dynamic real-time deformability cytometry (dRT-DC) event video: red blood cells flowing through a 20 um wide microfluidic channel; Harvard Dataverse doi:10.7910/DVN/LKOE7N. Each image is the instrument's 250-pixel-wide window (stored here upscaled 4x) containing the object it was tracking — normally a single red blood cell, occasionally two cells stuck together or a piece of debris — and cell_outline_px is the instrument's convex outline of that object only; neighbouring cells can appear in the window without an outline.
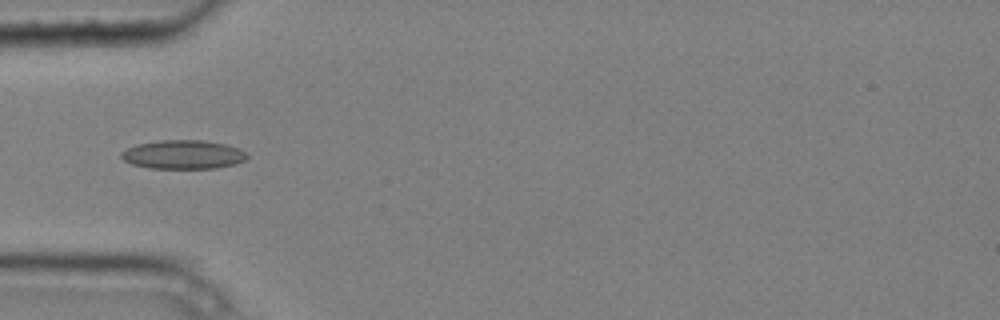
{"species": "common noctule bat (a hibernating species)", "species_latin": "Nyctalus noctula", "temperature_condition": "cold", "stored_images_in_passage": 11, "camera_frame_rate_fps": 3000, "um_per_image_px": 0.085, "animal": {"sex": "male", "body_mass_g": 20.4}, "frame": {"image": 1, "passage_image": 5, "time_ms": 1.333, "image_size_px": [1000, 320], "cell_outline_px": [[248, 156], [244, 160], [236, 164], [216, 168], [148, 168], [132, 164], [124, 160], [120, 156], [120, 152], [128, 148], [140, 144], [160, 140], [204, 140], [224, 144], [240, 148]], "centroid_in_image_um": [15.58, 13.14], "position_along_channel_um": 69.4, "area_um2": 21.04}}
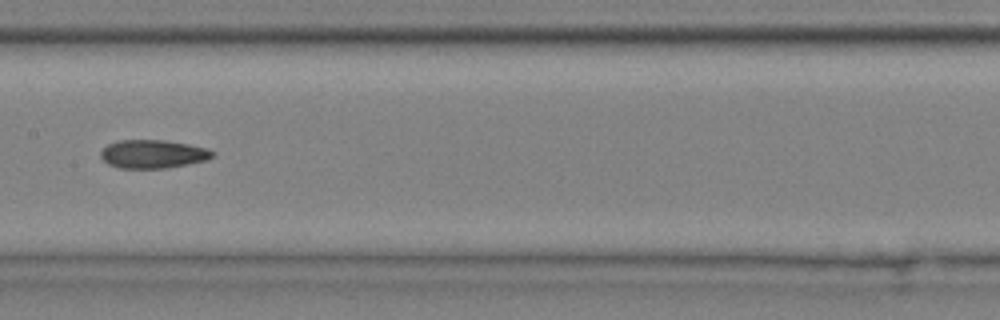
{"frame": {"image": 2, "passage_image": 8, "time_ms": 2.333, "image_size_px": [1000, 320], "cell_outline_px": [[216, 156], [208, 160], [168, 168], [120, 168], [108, 164], [100, 156], [100, 152], [108, 144], [116, 140], [164, 140], [188, 144], [208, 148], [216, 152]], "centroid_in_image_um": [13.05, 13.09], "position_along_channel_um": 194.4, "area_um2": 18.73}}
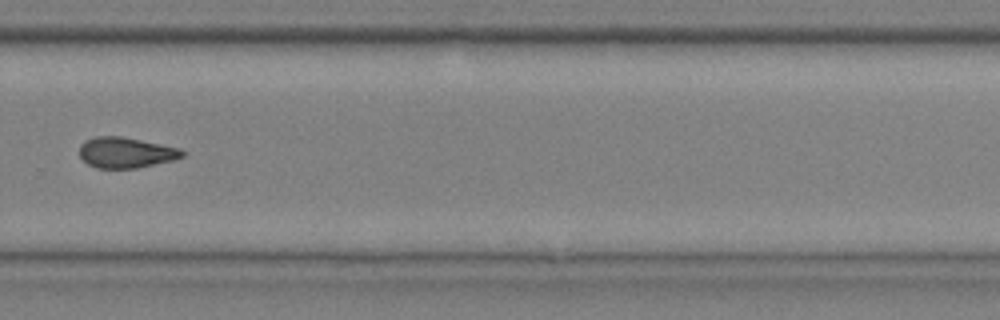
{"frame": {"image": 3, "passage_image": 11, "time_ms": 3.333, "image_size_px": [1000, 320], "cell_outline_px": [[184, 156], [172, 160], [136, 168], [96, 168], [88, 164], [80, 156], [80, 144], [84, 140], [96, 136], [120, 136], [180, 148], [184, 152]], "centroid_in_image_um": [10.67, 12.96], "position_along_channel_um": 319.1, "area_um2": 18.21}}